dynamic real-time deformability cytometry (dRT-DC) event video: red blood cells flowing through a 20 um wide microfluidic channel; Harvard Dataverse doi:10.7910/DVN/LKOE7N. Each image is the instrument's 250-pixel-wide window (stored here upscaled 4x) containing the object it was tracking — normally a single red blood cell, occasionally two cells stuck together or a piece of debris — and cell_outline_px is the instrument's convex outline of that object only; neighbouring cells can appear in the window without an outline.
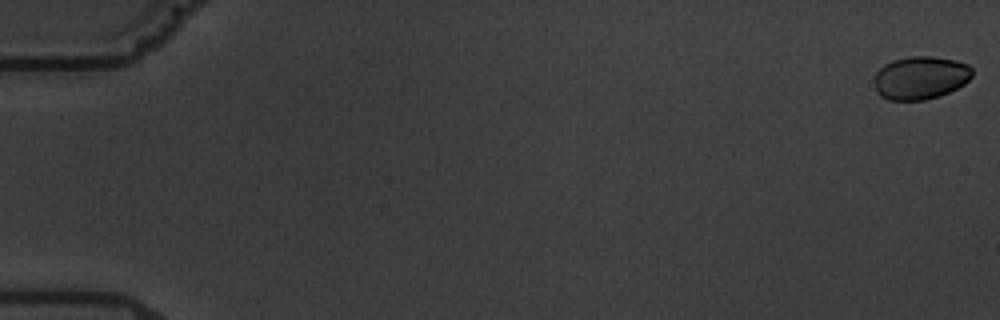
{"species": "common noctule bat (a hibernating species)", "species_latin": "Nyctalus noctula", "temperature_condition": "warm", "stored_images_in_passage": 7, "camera_frame_rate_fps": 3000, "um_per_image_px": 0.085, "animal": {"sex": "male", "body_mass_g": 19.5, "forearm_length_mm": 54.6}, "frame": {"image": 1, "passage_image": 1, "time_ms": 0.0, "image_size_px": [1000, 320], "cell_outline_px": [[972, 76], [964, 84], [940, 96], [924, 100], [888, 100], [880, 96], [876, 92], [876, 72], [884, 64], [892, 60], [912, 56], [932, 56], [956, 60], [968, 64], [972, 68]], "centroid_in_image_um": [78.25, 6.6], "position_along_channel_um": 6.8, "area_um2": 24.62}}
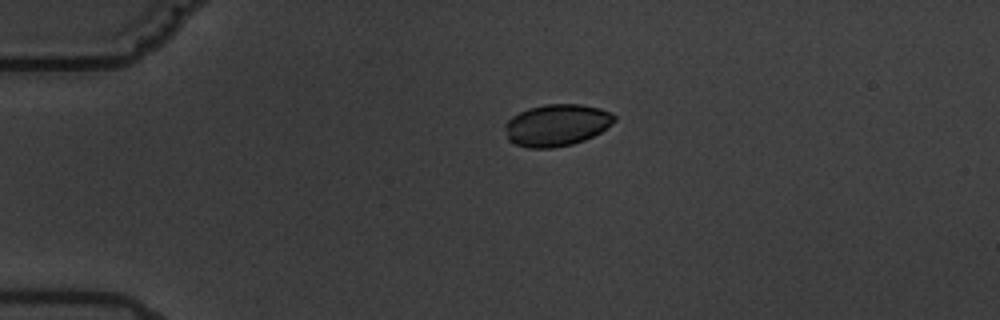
{"frame": {"image": 2, "passage_image": 5, "time_ms": 4.667, "image_size_px": [1000, 320], "cell_outline_px": [[616, 120], [600, 132], [584, 140], [572, 144], [552, 148], [528, 148], [516, 144], [508, 140], [504, 124], [512, 116], [528, 108], [544, 104], [580, 104], [600, 108], [612, 112], [616, 116]], "centroid_in_image_um": [47.32, 10.63], "position_along_channel_um": 37.7, "area_um2": 26.7}}
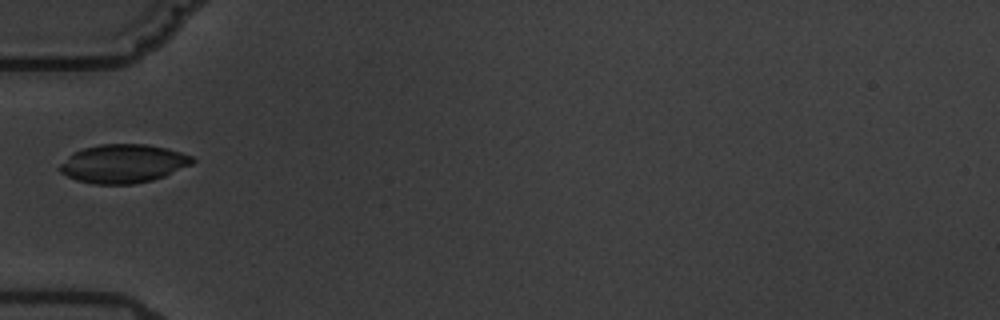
{"frame": {"image": 3, "passage_image": 7, "time_ms": 7.0, "image_size_px": [1000, 320], "cell_outline_px": [[196, 160], [192, 164], [164, 176], [152, 180], [132, 184], [92, 184], [76, 180], [60, 172], [56, 168], [72, 152], [84, 148], [100, 144], [148, 144], [180, 152], [192, 156]], "centroid_in_image_um": [10.44, 13.91], "position_along_channel_um": 74.6, "area_um2": 29.82}}